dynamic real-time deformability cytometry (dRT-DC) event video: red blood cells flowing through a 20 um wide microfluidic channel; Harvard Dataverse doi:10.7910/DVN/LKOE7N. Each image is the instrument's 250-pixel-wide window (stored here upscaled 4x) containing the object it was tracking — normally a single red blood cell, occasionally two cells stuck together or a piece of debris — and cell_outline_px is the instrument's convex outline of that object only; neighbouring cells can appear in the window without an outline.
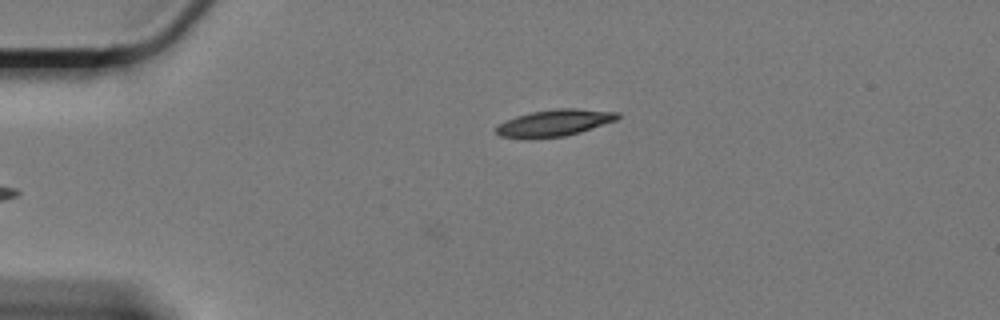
{"species": "Egyptian fruit bat (a non-hibernating species)", "species_latin": "Rousettus aegyptiacus", "temperature_condition": "cold", "stored_images_in_passage": 4, "camera_frame_rate_fps": 3000, "um_per_image_px": 0.085, "animal": {"sex": "female"}, "frame": {"image": 1, "passage_image": 1, "time_ms": 0.0, "image_size_px": [1000, 320], "cell_outline_px": [[620, 116], [616, 120], [580, 132], [564, 136], [528, 140], [500, 136], [496, 132], [496, 128], [500, 124], [516, 116], [532, 112], [556, 108], [576, 108], [620, 112]], "centroid_in_image_um": [47.13, 10.46], "position_along_channel_um": 37.9, "area_um2": 19.02}}